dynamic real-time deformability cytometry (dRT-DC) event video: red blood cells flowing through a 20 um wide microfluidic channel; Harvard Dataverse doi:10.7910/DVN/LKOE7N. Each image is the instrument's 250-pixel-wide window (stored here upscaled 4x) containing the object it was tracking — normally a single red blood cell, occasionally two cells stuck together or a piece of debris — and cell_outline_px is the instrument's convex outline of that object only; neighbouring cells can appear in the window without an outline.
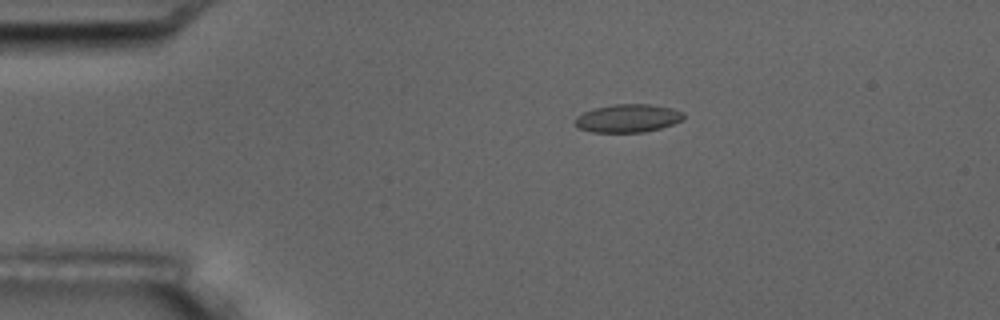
{"species": "common noctule bat (a hibernating species)", "species_latin": "Nyctalus noctula", "temperature_condition": "room temperature", "stored_images_in_passage": 3, "camera_frame_rate_fps": 3000, "um_per_image_px": 0.085, "animal": {"sex": "male", "body_mass_g": 17.5, "forearm_length_mm": 52.3}, "frame": {"image": 1, "passage_image": 2, "time_ms": 1.333, "image_size_px": [1000, 320], "cell_outline_px": [[684, 120], [660, 128], [644, 132], [592, 132], [580, 128], [576, 124], [576, 116], [584, 112], [596, 108], [616, 104], [648, 104], [672, 108], [684, 112]], "centroid_in_image_um": [53.41, 10.05], "position_along_channel_um": 31.6, "area_um2": 17.63}}